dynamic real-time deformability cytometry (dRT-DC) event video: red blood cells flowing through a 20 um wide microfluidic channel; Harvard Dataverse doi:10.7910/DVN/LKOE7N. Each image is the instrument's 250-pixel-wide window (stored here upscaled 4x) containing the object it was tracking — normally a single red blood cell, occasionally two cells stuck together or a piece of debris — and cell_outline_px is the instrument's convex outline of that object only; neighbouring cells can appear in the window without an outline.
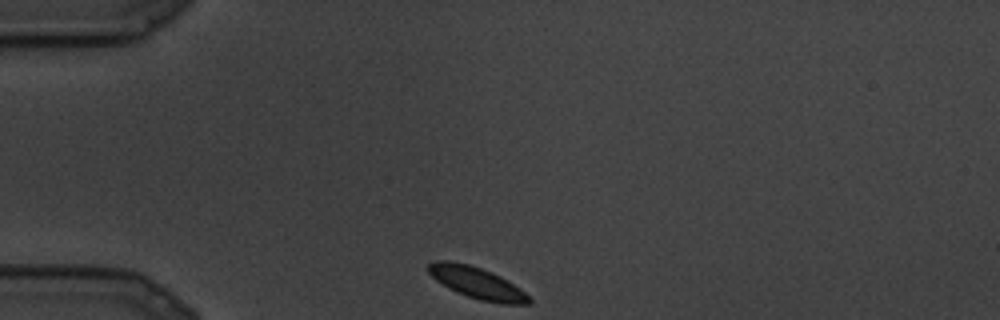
{"species": "common noctule bat (a hibernating species)", "species_latin": "Nyctalus noctula", "temperature_condition": "cold", "stored_images_in_passage": 6, "camera_frame_rate_fps": 3000, "um_per_image_px": 0.085, "animal": {"sex": "male", "body_mass_g": 19.5, "forearm_length_mm": 54.6}, "frame": {"image": 1, "passage_image": 1, "time_ms": 0.0, "image_size_px": [1000, 320], "cell_outline_px": [[532, 300], [528, 304], [500, 304], [480, 300], [456, 292], [448, 288], [436, 280], [428, 272], [428, 264], [436, 260], [448, 260], [468, 264], [480, 268], [500, 276], [520, 288]], "centroid_in_image_um": [40.53, 24.05], "position_along_channel_um": 44.5, "area_um2": 18.38}}
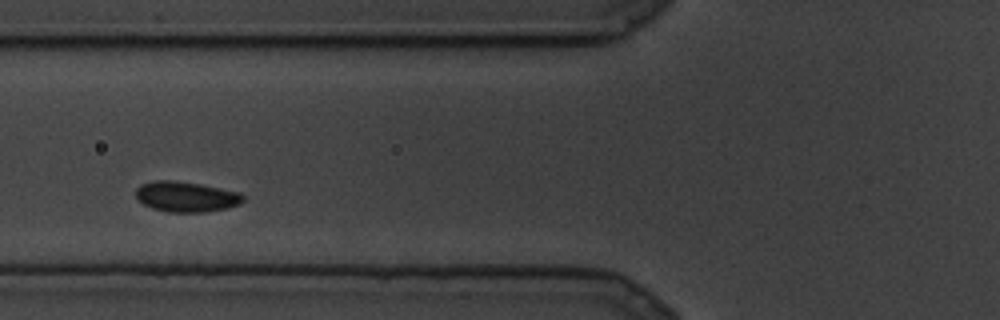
{"frame": {"image": 2, "passage_image": 5, "time_ms": 1.333, "image_size_px": [1000, 320], "cell_outline_px": [[244, 200], [240, 204], [228, 208], [204, 212], [168, 212], [152, 208], [144, 204], [136, 196], [136, 188], [140, 184], [152, 180], [172, 180], [200, 184], [240, 192], [244, 196]], "centroid_in_image_um": [15.83, 16.71], "position_along_channel_um": 110.0, "area_um2": 19.07}}